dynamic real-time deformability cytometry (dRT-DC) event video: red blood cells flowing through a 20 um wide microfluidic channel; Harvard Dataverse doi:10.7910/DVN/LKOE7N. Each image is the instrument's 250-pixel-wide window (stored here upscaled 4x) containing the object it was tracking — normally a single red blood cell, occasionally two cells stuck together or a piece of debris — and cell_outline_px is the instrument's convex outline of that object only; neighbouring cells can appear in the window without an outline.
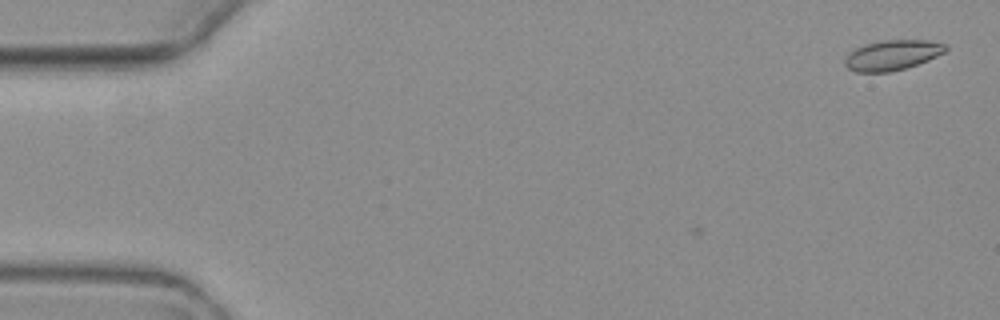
{"species": "common noctule bat (a hibernating species)", "species_latin": "Nyctalus noctula", "temperature_condition": "warm", "stored_images_in_passage": 2, "camera_frame_rate_fps": 3000, "um_per_image_px": 0.085, "animal": {"sex": "female", "body_mass_g": 19.3, "forearm_length_mm": 54.1}, "frame": {"image": 1, "passage_image": 2, "time_ms": 1.0, "image_size_px": [1000, 320], "cell_outline_px": [[948, 48], [944, 52], [928, 60], [904, 68], [888, 72], [856, 72], [848, 68], [844, 64], [844, 60], [856, 48], [880, 40], [928, 40], [948, 44]], "centroid_in_image_um": [75.88, 4.68], "position_along_channel_um": 9.1, "area_um2": 17.46}}